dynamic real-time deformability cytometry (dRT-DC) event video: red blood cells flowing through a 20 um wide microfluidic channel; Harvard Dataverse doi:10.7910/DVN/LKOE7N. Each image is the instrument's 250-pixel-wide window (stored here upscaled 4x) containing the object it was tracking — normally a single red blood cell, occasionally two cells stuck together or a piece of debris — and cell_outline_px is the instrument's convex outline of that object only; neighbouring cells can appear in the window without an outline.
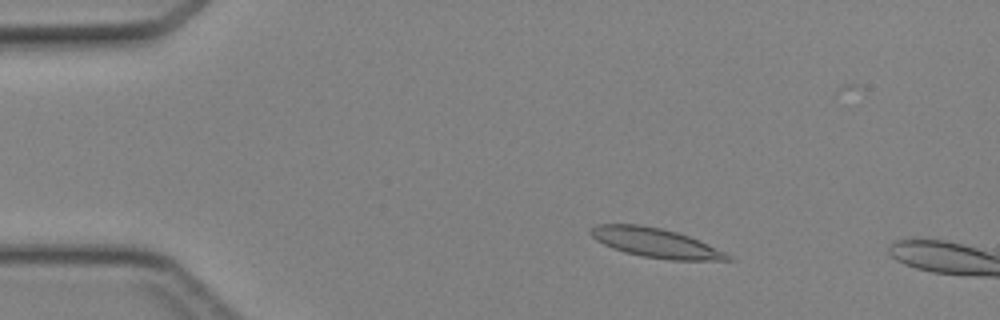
{"species": "Egyptian fruit bat (a non-hibernating species)", "species_latin": "Rousettus aegyptiacus", "temperature_condition": "cold", "stored_images_in_passage": 41, "camera_frame_rate_fps": 3000, "um_per_image_px": 0.085, "animal": {"sex": "female"}, "frame": {"image": 1, "passage_image": 2, "time_ms": 0.333, "image_size_px": [1000, 320], "cell_outline_px": [[736, 260], [672, 260], [644, 256], [624, 252], [612, 248], [596, 240], [588, 232], [596, 224], [640, 224], [660, 228], [676, 232], [700, 240], [732, 256]], "centroid_in_image_um": [55.72, 20.63], "position_along_channel_um": 29.3, "area_um2": 23.29}}
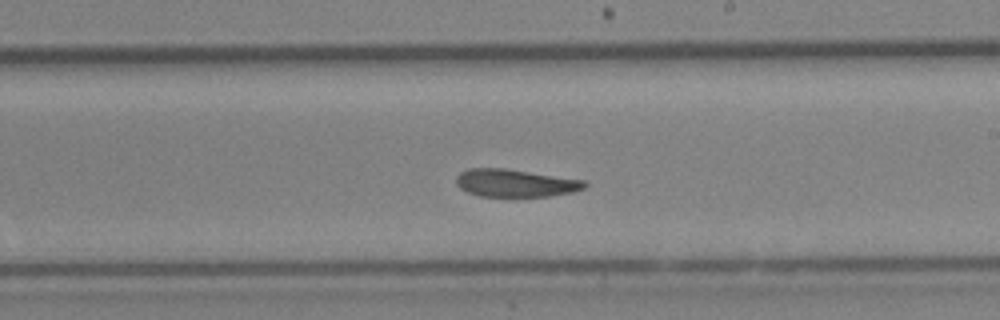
{"frame": {"image": 2, "passage_image": 21, "time_ms": 6.667, "image_size_px": [1000, 320], "cell_outline_px": [[588, 184], [584, 188], [572, 192], [552, 196], [480, 196], [468, 192], [460, 188], [456, 184], [456, 176], [460, 172], [468, 168], [504, 168], [584, 180]], "centroid_in_image_um": [43.78, 15.55], "position_along_channel_um": 245.2, "area_um2": 20.63}}
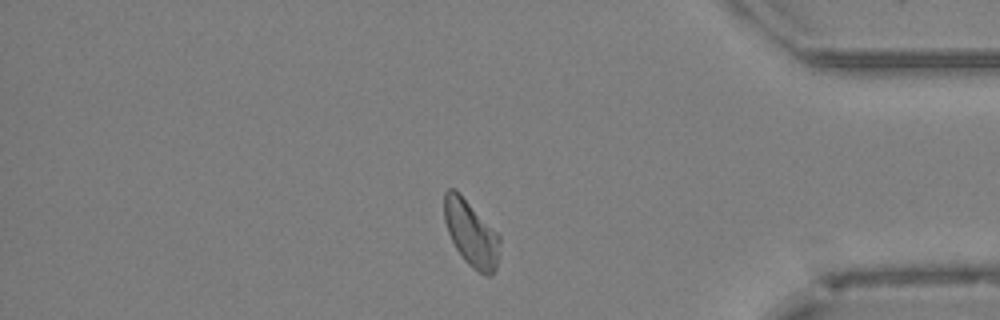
{"frame": {"image": 3, "passage_image": 33, "time_ms": 10.667, "image_size_px": [1000, 320], "cell_outline_px": [[500, 240], [496, 268], [492, 276], [484, 276], [472, 268], [464, 260], [456, 248], [448, 232], [444, 220], [444, 192], [448, 188], [456, 188], [460, 192], [500, 236]], "centroid_in_image_um": [40.03, 19.83], "position_along_channel_um": 395.2, "area_um2": 21.39}}